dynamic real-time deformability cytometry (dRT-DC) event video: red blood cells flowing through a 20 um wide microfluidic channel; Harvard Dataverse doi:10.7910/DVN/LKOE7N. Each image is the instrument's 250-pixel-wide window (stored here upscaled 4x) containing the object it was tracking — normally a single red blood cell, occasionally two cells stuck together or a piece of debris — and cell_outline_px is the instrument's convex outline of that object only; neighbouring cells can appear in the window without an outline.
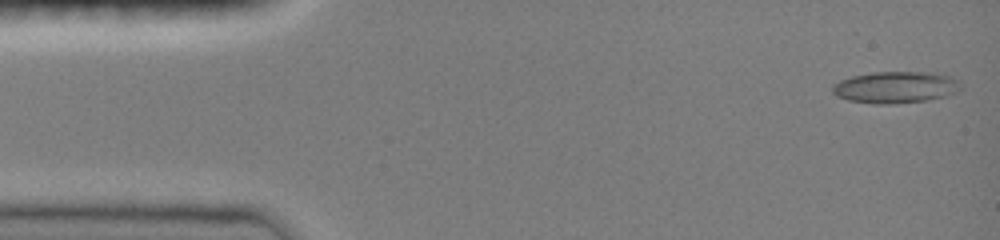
{"species": "common noctule bat (a hibernating species)", "species_latin": "Nyctalus noctula", "temperature_condition": "room temperature", "stored_images_in_passage": 24, "camera_frame_rate_fps": 3000, "um_per_image_px": 0.085, "animal": {"sex": "female", "body_mass_g": 19.0, "forearm_length_mm": 51.5}, "frame": {"image": 1, "passage_image": 1, "time_ms": 0.0, "image_size_px": [1000, 240], "cell_outline_px": [[964, 88], [956, 92], [944, 96], [928, 100], [892, 104], [876, 104], [848, 100], [836, 96], [832, 92], [832, 84], [840, 80], [852, 76], [872, 72], [932, 72], [948, 76], [960, 80]], "centroid_in_image_um": [76.13, 7.41], "position_along_channel_um": 8.9, "area_um2": 23.93}}
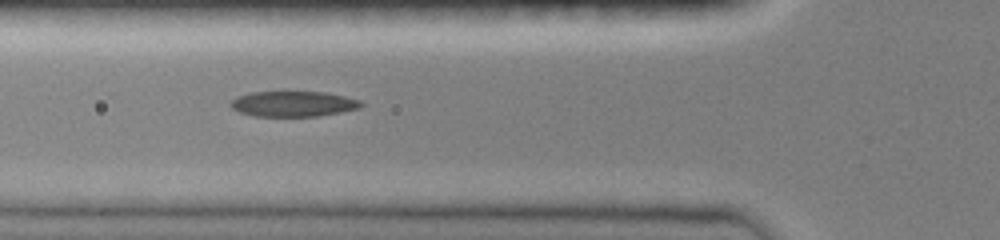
{"frame": {"image": 2, "passage_image": 14, "time_ms": 4.333, "image_size_px": [1000, 240], "cell_outline_px": [[364, 104], [360, 108], [340, 112], [316, 116], [252, 116], [240, 112], [232, 108], [228, 104], [236, 96], [248, 92], [324, 92], [344, 96], [360, 100]], "centroid_in_image_um": [24.89, 8.82], "position_along_channel_um": 100.9, "area_um2": 19.36}}
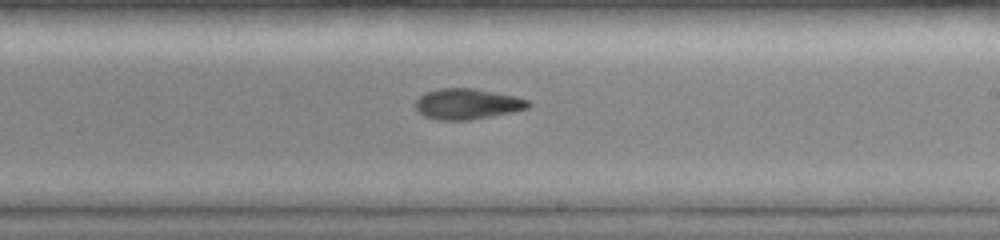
{"frame": {"image": 3, "passage_image": 24, "time_ms": 7.667, "image_size_px": [1000, 240], "cell_outline_px": [[532, 104], [528, 108], [512, 112], [468, 120], [436, 120], [424, 116], [416, 112], [416, 100], [424, 92], [440, 88], [476, 88], [516, 96], [528, 100]], "centroid_in_image_um": [39.7, 8.83], "position_along_channel_um": 249.3, "area_um2": 20.35}}